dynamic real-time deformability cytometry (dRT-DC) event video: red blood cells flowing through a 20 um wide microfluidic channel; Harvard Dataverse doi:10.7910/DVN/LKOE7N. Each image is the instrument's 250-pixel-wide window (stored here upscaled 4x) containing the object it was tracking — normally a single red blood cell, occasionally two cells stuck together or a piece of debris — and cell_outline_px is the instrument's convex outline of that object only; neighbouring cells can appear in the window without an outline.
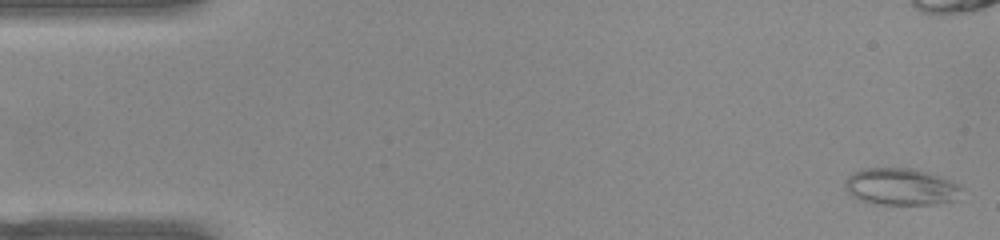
{"species": "common noctule bat (a hibernating species)", "species_latin": "Nyctalus noctula", "temperature_condition": "warm", "stored_images_in_passage": 52, "camera_frame_rate_fps": 3000, "um_per_image_px": 0.085, "animal": {"sex": "female", "body_mass_g": 22.0, "forearm_length_mm": 56.7}, "frame": {"image": 1, "passage_image": 1, "time_ms": 0.0, "image_size_px": [1000, 240], "cell_outline_px": [[964, 188], [956, 200], [936, 204], [876, 204], [860, 200], [852, 196], [844, 188], [844, 180], [852, 172], [860, 168], [912, 168], [928, 172], [952, 180], [960, 184]], "centroid_in_image_um": [76.58, 15.86], "position_along_channel_um": 8.4, "area_um2": 25.55}}
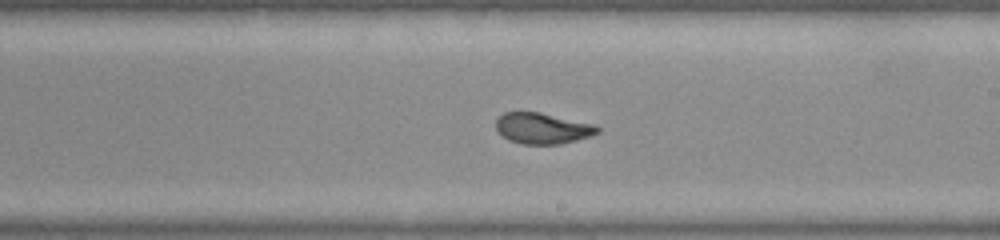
{"frame": {"image": 2, "passage_image": 29, "time_ms": 9.333, "image_size_px": [1000, 240], "cell_outline_px": [[600, 132], [592, 136], [560, 144], [520, 144], [508, 140], [496, 132], [496, 120], [504, 112], [540, 112], [596, 124], [600, 128]], "centroid_in_image_um": [46.12, 10.91], "position_along_channel_um": 242.9, "area_um2": 18.61}}
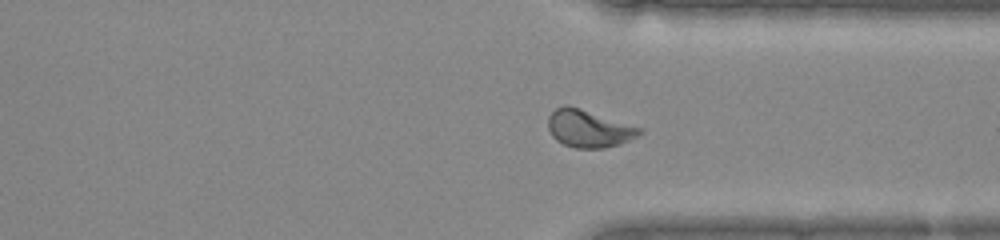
{"frame": {"image": 3, "passage_image": 38, "time_ms": 12.333, "image_size_px": [1000, 240], "cell_outline_px": [[640, 132], [636, 136], [620, 144], [604, 148], [576, 148], [564, 144], [556, 140], [552, 136], [548, 128], [548, 116], [556, 108], [564, 104], [568, 104], [640, 128]], "centroid_in_image_um": [49.97, 10.92], "position_along_channel_um": 361.4, "area_um2": 19.59}, "authors_computed_cell_mechanics": {"area_um2": 19.6809, "velocity_mm_per_s": 3.9401, "shape_relaxation_time_tau1_ms": 4.045, "shape_relaxation_time_tau2_ms": 1.1993, "deformation_change_tau1": 0.1448, "deformation_change_tau2": 0.0612}}